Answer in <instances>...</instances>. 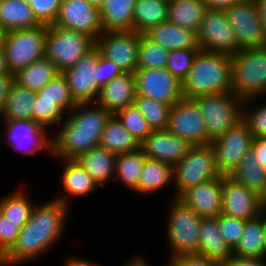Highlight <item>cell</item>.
Masks as SVG:
<instances>
[{"label": "cell", "mask_w": 266, "mask_h": 266, "mask_svg": "<svg viewBox=\"0 0 266 266\" xmlns=\"http://www.w3.org/2000/svg\"><path fill=\"white\" fill-rule=\"evenodd\" d=\"M70 211L71 208L55 198L35 204L30 218L20 229L16 244L0 260V266H20L47 255L63 237Z\"/></svg>", "instance_id": "6da1fadb"}, {"label": "cell", "mask_w": 266, "mask_h": 266, "mask_svg": "<svg viewBox=\"0 0 266 266\" xmlns=\"http://www.w3.org/2000/svg\"><path fill=\"white\" fill-rule=\"evenodd\" d=\"M52 133V158L77 159L99 146L102 131L112 116L97 103H77ZM61 127V128H60Z\"/></svg>", "instance_id": "7a4b0ae2"}, {"label": "cell", "mask_w": 266, "mask_h": 266, "mask_svg": "<svg viewBox=\"0 0 266 266\" xmlns=\"http://www.w3.org/2000/svg\"><path fill=\"white\" fill-rule=\"evenodd\" d=\"M231 55L200 50L182 81L186 99L232 91Z\"/></svg>", "instance_id": "3957f363"}, {"label": "cell", "mask_w": 266, "mask_h": 266, "mask_svg": "<svg viewBox=\"0 0 266 266\" xmlns=\"http://www.w3.org/2000/svg\"><path fill=\"white\" fill-rule=\"evenodd\" d=\"M232 91L243 101L266 95V46L231 55Z\"/></svg>", "instance_id": "277c9868"}, {"label": "cell", "mask_w": 266, "mask_h": 266, "mask_svg": "<svg viewBox=\"0 0 266 266\" xmlns=\"http://www.w3.org/2000/svg\"><path fill=\"white\" fill-rule=\"evenodd\" d=\"M167 209L165 241L170 253L168 258L178 255L197 254L199 230L202 217L177 198H171ZM171 254V255H170Z\"/></svg>", "instance_id": "5b68a950"}, {"label": "cell", "mask_w": 266, "mask_h": 266, "mask_svg": "<svg viewBox=\"0 0 266 266\" xmlns=\"http://www.w3.org/2000/svg\"><path fill=\"white\" fill-rule=\"evenodd\" d=\"M206 123L207 144L242 120L243 100L233 91L201 95L193 99Z\"/></svg>", "instance_id": "8992f818"}, {"label": "cell", "mask_w": 266, "mask_h": 266, "mask_svg": "<svg viewBox=\"0 0 266 266\" xmlns=\"http://www.w3.org/2000/svg\"><path fill=\"white\" fill-rule=\"evenodd\" d=\"M219 177L212 145H193L188 154L173 165L172 197L178 198L187 189Z\"/></svg>", "instance_id": "52a82bcc"}, {"label": "cell", "mask_w": 266, "mask_h": 266, "mask_svg": "<svg viewBox=\"0 0 266 266\" xmlns=\"http://www.w3.org/2000/svg\"><path fill=\"white\" fill-rule=\"evenodd\" d=\"M47 25L5 32L2 42L7 69L16 74L20 69L45 57Z\"/></svg>", "instance_id": "ba28073f"}, {"label": "cell", "mask_w": 266, "mask_h": 266, "mask_svg": "<svg viewBox=\"0 0 266 266\" xmlns=\"http://www.w3.org/2000/svg\"><path fill=\"white\" fill-rule=\"evenodd\" d=\"M95 46L88 35L55 24L47 26L45 57L51 60L59 72L72 67Z\"/></svg>", "instance_id": "9c48e42d"}, {"label": "cell", "mask_w": 266, "mask_h": 266, "mask_svg": "<svg viewBox=\"0 0 266 266\" xmlns=\"http://www.w3.org/2000/svg\"><path fill=\"white\" fill-rule=\"evenodd\" d=\"M254 137L246 123L241 120L221 137L212 141L215 162L221 176H230L239 162L251 150Z\"/></svg>", "instance_id": "30bf717a"}, {"label": "cell", "mask_w": 266, "mask_h": 266, "mask_svg": "<svg viewBox=\"0 0 266 266\" xmlns=\"http://www.w3.org/2000/svg\"><path fill=\"white\" fill-rule=\"evenodd\" d=\"M224 11L234 30L238 51L266 46V32L261 23L255 0H244Z\"/></svg>", "instance_id": "8fae6325"}, {"label": "cell", "mask_w": 266, "mask_h": 266, "mask_svg": "<svg viewBox=\"0 0 266 266\" xmlns=\"http://www.w3.org/2000/svg\"><path fill=\"white\" fill-rule=\"evenodd\" d=\"M197 40L199 48L204 51L227 55L238 52L234 30L224 10L207 8L204 11Z\"/></svg>", "instance_id": "7c38bea8"}, {"label": "cell", "mask_w": 266, "mask_h": 266, "mask_svg": "<svg viewBox=\"0 0 266 266\" xmlns=\"http://www.w3.org/2000/svg\"><path fill=\"white\" fill-rule=\"evenodd\" d=\"M100 50L94 46L74 66L62 72L76 103H96L100 94L96 71Z\"/></svg>", "instance_id": "4fadbf2b"}, {"label": "cell", "mask_w": 266, "mask_h": 266, "mask_svg": "<svg viewBox=\"0 0 266 266\" xmlns=\"http://www.w3.org/2000/svg\"><path fill=\"white\" fill-rule=\"evenodd\" d=\"M4 121V122H3ZM7 146L22 155L47 150L52 155V136L49 130L33 120H2Z\"/></svg>", "instance_id": "5bb4252c"}, {"label": "cell", "mask_w": 266, "mask_h": 266, "mask_svg": "<svg viewBox=\"0 0 266 266\" xmlns=\"http://www.w3.org/2000/svg\"><path fill=\"white\" fill-rule=\"evenodd\" d=\"M141 33L136 31H107L95 41L103 57L115 62L124 73H134L138 67Z\"/></svg>", "instance_id": "9a60e30c"}, {"label": "cell", "mask_w": 266, "mask_h": 266, "mask_svg": "<svg viewBox=\"0 0 266 266\" xmlns=\"http://www.w3.org/2000/svg\"><path fill=\"white\" fill-rule=\"evenodd\" d=\"M166 130L192 145L207 144L206 123L193 99L183 98L172 105Z\"/></svg>", "instance_id": "2e32d148"}, {"label": "cell", "mask_w": 266, "mask_h": 266, "mask_svg": "<svg viewBox=\"0 0 266 266\" xmlns=\"http://www.w3.org/2000/svg\"><path fill=\"white\" fill-rule=\"evenodd\" d=\"M136 95L173 105L183 99L182 83L166 68L137 69L134 72Z\"/></svg>", "instance_id": "e0dca14e"}, {"label": "cell", "mask_w": 266, "mask_h": 266, "mask_svg": "<svg viewBox=\"0 0 266 266\" xmlns=\"http://www.w3.org/2000/svg\"><path fill=\"white\" fill-rule=\"evenodd\" d=\"M54 24L86 34L94 41L103 33L100 9L88 0H62Z\"/></svg>", "instance_id": "ac0fdd59"}, {"label": "cell", "mask_w": 266, "mask_h": 266, "mask_svg": "<svg viewBox=\"0 0 266 266\" xmlns=\"http://www.w3.org/2000/svg\"><path fill=\"white\" fill-rule=\"evenodd\" d=\"M222 214L252 220L260 212V197L230 176H222Z\"/></svg>", "instance_id": "d6986e66"}, {"label": "cell", "mask_w": 266, "mask_h": 266, "mask_svg": "<svg viewBox=\"0 0 266 266\" xmlns=\"http://www.w3.org/2000/svg\"><path fill=\"white\" fill-rule=\"evenodd\" d=\"M193 145L169 131L153 130L140 144V149L146 158L155 159L175 165L180 162Z\"/></svg>", "instance_id": "ffe728a7"}, {"label": "cell", "mask_w": 266, "mask_h": 266, "mask_svg": "<svg viewBox=\"0 0 266 266\" xmlns=\"http://www.w3.org/2000/svg\"><path fill=\"white\" fill-rule=\"evenodd\" d=\"M177 199L202 218L218 217L222 214V176L187 189Z\"/></svg>", "instance_id": "44dd1931"}, {"label": "cell", "mask_w": 266, "mask_h": 266, "mask_svg": "<svg viewBox=\"0 0 266 266\" xmlns=\"http://www.w3.org/2000/svg\"><path fill=\"white\" fill-rule=\"evenodd\" d=\"M59 160L62 164L64 163L60 177L63 191L54 198L71 208V198L73 200L75 197L91 195L99 186L76 159Z\"/></svg>", "instance_id": "7402d4cb"}, {"label": "cell", "mask_w": 266, "mask_h": 266, "mask_svg": "<svg viewBox=\"0 0 266 266\" xmlns=\"http://www.w3.org/2000/svg\"><path fill=\"white\" fill-rule=\"evenodd\" d=\"M136 86L134 73H123L105 84L97 100V104L112 115L134 103Z\"/></svg>", "instance_id": "603a6c76"}, {"label": "cell", "mask_w": 266, "mask_h": 266, "mask_svg": "<svg viewBox=\"0 0 266 266\" xmlns=\"http://www.w3.org/2000/svg\"><path fill=\"white\" fill-rule=\"evenodd\" d=\"M143 35L152 43L161 45L169 51L200 49L195 31L179 27L170 21L149 28Z\"/></svg>", "instance_id": "cb8c5ba5"}, {"label": "cell", "mask_w": 266, "mask_h": 266, "mask_svg": "<svg viewBox=\"0 0 266 266\" xmlns=\"http://www.w3.org/2000/svg\"><path fill=\"white\" fill-rule=\"evenodd\" d=\"M117 154L101 146L81 154L76 160L100 187L113 181ZM109 181V182H108Z\"/></svg>", "instance_id": "d4e9b609"}, {"label": "cell", "mask_w": 266, "mask_h": 266, "mask_svg": "<svg viewBox=\"0 0 266 266\" xmlns=\"http://www.w3.org/2000/svg\"><path fill=\"white\" fill-rule=\"evenodd\" d=\"M197 254L220 262L233 255V251L220 234L218 217L201 219Z\"/></svg>", "instance_id": "484cf974"}, {"label": "cell", "mask_w": 266, "mask_h": 266, "mask_svg": "<svg viewBox=\"0 0 266 266\" xmlns=\"http://www.w3.org/2000/svg\"><path fill=\"white\" fill-rule=\"evenodd\" d=\"M233 255L242 258H266V223L265 215L247 220L242 238Z\"/></svg>", "instance_id": "4316f807"}, {"label": "cell", "mask_w": 266, "mask_h": 266, "mask_svg": "<svg viewBox=\"0 0 266 266\" xmlns=\"http://www.w3.org/2000/svg\"><path fill=\"white\" fill-rule=\"evenodd\" d=\"M173 166L155 159L145 158L138 187L134 190L138 195L156 194L173 185ZM170 184V185H169Z\"/></svg>", "instance_id": "83f0119b"}, {"label": "cell", "mask_w": 266, "mask_h": 266, "mask_svg": "<svg viewBox=\"0 0 266 266\" xmlns=\"http://www.w3.org/2000/svg\"><path fill=\"white\" fill-rule=\"evenodd\" d=\"M137 0H106L100 9L103 32L132 31Z\"/></svg>", "instance_id": "f1b7e54d"}, {"label": "cell", "mask_w": 266, "mask_h": 266, "mask_svg": "<svg viewBox=\"0 0 266 266\" xmlns=\"http://www.w3.org/2000/svg\"><path fill=\"white\" fill-rule=\"evenodd\" d=\"M0 24L5 32L42 25L23 0H0Z\"/></svg>", "instance_id": "f546056e"}, {"label": "cell", "mask_w": 266, "mask_h": 266, "mask_svg": "<svg viewBox=\"0 0 266 266\" xmlns=\"http://www.w3.org/2000/svg\"><path fill=\"white\" fill-rule=\"evenodd\" d=\"M206 9L204 0H173L169 3L168 21L197 33Z\"/></svg>", "instance_id": "4dcf8cb0"}, {"label": "cell", "mask_w": 266, "mask_h": 266, "mask_svg": "<svg viewBox=\"0 0 266 266\" xmlns=\"http://www.w3.org/2000/svg\"><path fill=\"white\" fill-rule=\"evenodd\" d=\"M99 146L115 154L129 153L140 148L137 140L115 115H112L107 121L102 131Z\"/></svg>", "instance_id": "1f68e13d"}, {"label": "cell", "mask_w": 266, "mask_h": 266, "mask_svg": "<svg viewBox=\"0 0 266 266\" xmlns=\"http://www.w3.org/2000/svg\"><path fill=\"white\" fill-rule=\"evenodd\" d=\"M36 93L13 82L0 118L2 120H32Z\"/></svg>", "instance_id": "d6a6232c"}, {"label": "cell", "mask_w": 266, "mask_h": 266, "mask_svg": "<svg viewBox=\"0 0 266 266\" xmlns=\"http://www.w3.org/2000/svg\"><path fill=\"white\" fill-rule=\"evenodd\" d=\"M230 177L259 197L266 190V170L257 162L252 149L242 158Z\"/></svg>", "instance_id": "836d02e7"}, {"label": "cell", "mask_w": 266, "mask_h": 266, "mask_svg": "<svg viewBox=\"0 0 266 266\" xmlns=\"http://www.w3.org/2000/svg\"><path fill=\"white\" fill-rule=\"evenodd\" d=\"M169 3L162 0H137L133 30L143 34L149 28L168 21Z\"/></svg>", "instance_id": "e575fe53"}, {"label": "cell", "mask_w": 266, "mask_h": 266, "mask_svg": "<svg viewBox=\"0 0 266 266\" xmlns=\"http://www.w3.org/2000/svg\"><path fill=\"white\" fill-rule=\"evenodd\" d=\"M59 73L55 64L47 57H43L20 69L14 75L17 83L37 93Z\"/></svg>", "instance_id": "d590c367"}, {"label": "cell", "mask_w": 266, "mask_h": 266, "mask_svg": "<svg viewBox=\"0 0 266 266\" xmlns=\"http://www.w3.org/2000/svg\"><path fill=\"white\" fill-rule=\"evenodd\" d=\"M145 158L140 148L133 152L117 154L113 181L119 180V183L122 182V185L134 191L138 187Z\"/></svg>", "instance_id": "8d00e7d4"}, {"label": "cell", "mask_w": 266, "mask_h": 266, "mask_svg": "<svg viewBox=\"0 0 266 266\" xmlns=\"http://www.w3.org/2000/svg\"><path fill=\"white\" fill-rule=\"evenodd\" d=\"M23 188H17L14 192L0 197V213L11 222L17 223L22 228L30 218L35 205Z\"/></svg>", "instance_id": "74e56055"}, {"label": "cell", "mask_w": 266, "mask_h": 266, "mask_svg": "<svg viewBox=\"0 0 266 266\" xmlns=\"http://www.w3.org/2000/svg\"><path fill=\"white\" fill-rule=\"evenodd\" d=\"M133 104L142 113L152 130L167 128L172 105L141 95H136Z\"/></svg>", "instance_id": "f35d334b"}, {"label": "cell", "mask_w": 266, "mask_h": 266, "mask_svg": "<svg viewBox=\"0 0 266 266\" xmlns=\"http://www.w3.org/2000/svg\"><path fill=\"white\" fill-rule=\"evenodd\" d=\"M170 51L161 45L152 43L143 34L139 43L137 69H160L168 65Z\"/></svg>", "instance_id": "ab89813d"}, {"label": "cell", "mask_w": 266, "mask_h": 266, "mask_svg": "<svg viewBox=\"0 0 266 266\" xmlns=\"http://www.w3.org/2000/svg\"><path fill=\"white\" fill-rule=\"evenodd\" d=\"M36 95L41 99L54 100L66 113L77 105L61 72L52 78Z\"/></svg>", "instance_id": "60d3db41"}, {"label": "cell", "mask_w": 266, "mask_h": 266, "mask_svg": "<svg viewBox=\"0 0 266 266\" xmlns=\"http://www.w3.org/2000/svg\"><path fill=\"white\" fill-rule=\"evenodd\" d=\"M257 99L261 100L262 98L243 101L242 120L246 123L254 138H266V101L263 102L262 99L259 103Z\"/></svg>", "instance_id": "b9f144b4"}, {"label": "cell", "mask_w": 266, "mask_h": 266, "mask_svg": "<svg viewBox=\"0 0 266 266\" xmlns=\"http://www.w3.org/2000/svg\"><path fill=\"white\" fill-rule=\"evenodd\" d=\"M115 116L139 144H141L153 132L142 113L134 104L118 111Z\"/></svg>", "instance_id": "7bdbcfd3"}, {"label": "cell", "mask_w": 266, "mask_h": 266, "mask_svg": "<svg viewBox=\"0 0 266 266\" xmlns=\"http://www.w3.org/2000/svg\"><path fill=\"white\" fill-rule=\"evenodd\" d=\"M32 120L49 129L51 126L60 125L67 114L54 100L41 99L35 96Z\"/></svg>", "instance_id": "ee69618b"}, {"label": "cell", "mask_w": 266, "mask_h": 266, "mask_svg": "<svg viewBox=\"0 0 266 266\" xmlns=\"http://www.w3.org/2000/svg\"><path fill=\"white\" fill-rule=\"evenodd\" d=\"M201 49H177L170 51L166 69L181 83L189 74L197 53Z\"/></svg>", "instance_id": "f6af8a7d"}, {"label": "cell", "mask_w": 266, "mask_h": 266, "mask_svg": "<svg viewBox=\"0 0 266 266\" xmlns=\"http://www.w3.org/2000/svg\"><path fill=\"white\" fill-rule=\"evenodd\" d=\"M220 234L232 251L238 246L246 221L229 217L224 214L218 216Z\"/></svg>", "instance_id": "bcb514c9"}, {"label": "cell", "mask_w": 266, "mask_h": 266, "mask_svg": "<svg viewBox=\"0 0 266 266\" xmlns=\"http://www.w3.org/2000/svg\"><path fill=\"white\" fill-rule=\"evenodd\" d=\"M62 0H33L30 7L36 19L43 25L55 23Z\"/></svg>", "instance_id": "7dc6e473"}, {"label": "cell", "mask_w": 266, "mask_h": 266, "mask_svg": "<svg viewBox=\"0 0 266 266\" xmlns=\"http://www.w3.org/2000/svg\"><path fill=\"white\" fill-rule=\"evenodd\" d=\"M20 229L17 223L11 222L0 213V260L16 244Z\"/></svg>", "instance_id": "c3c4849f"}, {"label": "cell", "mask_w": 266, "mask_h": 266, "mask_svg": "<svg viewBox=\"0 0 266 266\" xmlns=\"http://www.w3.org/2000/svg\"><path fill=\"white\" fill-rule=\"evenodd\" d=\"M166 266H223V262L198 254L178 255L169 258Z\"/></svg>", "instance_id": "681fc988"}, {"label": "cell", "mask_w": 266, "mask_h": 266, "mask_svg": "<svg viewBox=\"0 0 266 266\" xmlns=\"http://www.w3.org/2000/svg\"><path fill=\"white\" fill-rule=\"evenodd\" d=\"M98 74V87L101 89L105 84L109 83L113 78L123 74L122 69L113 61L99 56L96 68Z\"/></svg>", "instance_id": "f907efd6"}, {"label": "cell", "mask_w": 266, "mask_h": 266, "mask_svg": "<svg viewBox=\"0 0 266 266\" xmlns=\"http://www.w3.org/2000/svg\"><path fill=\"white\" fill-rule=\"evenodd\" d=\"M15 81V75L12 73L0 74V116L4 109L5 101L9 95L10 88Z\"/></svg>", "instance_id": "816d5d0a"}, {"label": "cell", "mask_w": 266, "mask_h": 266, "mask_svg": "<svg viewBox=\"0 0 266 266\" xmlns=\"http://www.w3.org/2000/svg\"><path fill=\"white\" fill-rule=\"evenodd\" d=\"M223 266H266L265 258H242L232 255L223 262Z\"/></svg>", "instance_id": "f5cc1de1"}, {"label": "cell", "mask_w": 266, "mask_h": 266, "mask_svg": "<svg viewBox=\"0 0 266 266\" xmlns=\"http://www.w3.org/2000/svg\"><path fill=\"white\" fill-rule=\"evenodd\" d=\"M251 149L257 162L266 170V138H254Z\"/></svg>", "instance_id": "db71d44e"}, {"label": "cell", "mask_w": 266, "mask_h": 266, "mask_svg": "<svg viewBox=\"0 0 266 266\" xmlns=\"http://www.w3.org/2000/svg\"><path fill=\"white\" fill-rule=\"evenodd\" d=\"M208 9L226 10L244 0H204Z\"/></svg>", "instance_id": "11a10c76"}, {"label": "cell", "mask_w": 266, "mask_h": 266, "mask_svg": "<svg viewBox=\"0 0 266 266\" xmlns=\"http://www.w3.org/2000/svg\"><path fill=\"white\" fill-rule=\"evenodd\" d=\"M64 262L65 263H63V266H100L97 263H95V261L93 263L88 259L87 260L85 258L83 259L82 257L81 258H79L78 256L74 257V255L66 257Z\"/></svg>", "instance_id": "9f6ffc18"}, {"label": "cell", "mask_w": 266, "mask_h": 266, "mask_svg": "<svg viewBox=\"0 0 266 266\" xmlns=\"http://www.w3.org/2000/svg\"><path fill=\"white\" fill-rule=\"evenodd\" d=\"M261 23L266 32V0H255Z\"/></svg>", "instance_id": "6f0895ef"}, {"label": "cell", "mask_w": 266, "mask_h": 266, "mask_svg": "<svg viewBox=\"0 0 266 266\" xmlns=\"http://www.w3.org/2000/svg\"><path fill=\"white\" fill-rule=\"evenodd\" d=\"M142 255H136L131 258V260L127 261L123 266H150L148 260Z\"/></svg>", "instance_id": "680465c9"}, {"label": "cell", "mask_w": 266, "mask_h": 266, "mask_svg": "<svg viewBox=\"0 0 266 266\" xmlns=\"http://www.w3.org/2000/svg\"><path fill=\"white\" fill-rule=\"evenodd\" d=\"M9 73L6 65L5 51L3 45L0 44V74Z\"/></svg>", "instance_id": "91938a15"}, {"label": "cell", "mask_w": 266, "mask_h": 266, "mask_svg": "<svg viewBox=\"0 0 266 266\" xmlns=\"http://www.w3.org/2000/svg\"><path fill=\"white\" fill-rule=\"evenodd\" d=\"M260 212L263 215H266V190L260 196Z\"/></svg>", "instance_id": "94428289"}, {"label": "cell", "mask_w": 266, "mask_h": 266, "mask_svg": "<svg viewBox=\"0 0 266 266\" xmlns=\"http://www.w3.org/2000/svg\"><path fill=\"white\" fill-rule=\"evenodd\" d=\"M92 5L100 8L106 0H88Z\"/></svg>", "instance_id": "6125c7cd"}, {"label": "cell", "mask_w": 266, "mask_h": 266, "mask_svg": "<svg viewBox=\"0 0 266 266\" xmlns=\"http://www.w3.org/2000/svg\"><path fill=\"white\" fill-rule=\"evenodd\" d=\"M4 37H5V31L0 24V44H2Z\"/></svg>", "instance_id": "be15d7a7"}, {"label": "cell", "mask_w": 266, "mask_h": 266, "mask_svg": "<svg viewBox=\"0 0 266 266\" xmlns=\"http://www.w3.org/2000/svg\"><path fill=\"white\" fill-rule=\"evenodd\" d=\"M23 1L30 4L33 0H23Z\"/></svg>", "instance_id": "e7e4bbea"}, {"label": "cell", "mask_w": 266, "mask_h": 266, "mask_svg": "<svg viewBox=\"0 0 266 266\" xmlns=\"http://www.w3.org/2000/svg\"><path fill=\"white\" fill-rule=\"evenodd\" d=\"M162 1H165V2L170 3V2H172L173 0H162Z\"/></svg>", "instance_id": "03108f58"}]
</instances>
